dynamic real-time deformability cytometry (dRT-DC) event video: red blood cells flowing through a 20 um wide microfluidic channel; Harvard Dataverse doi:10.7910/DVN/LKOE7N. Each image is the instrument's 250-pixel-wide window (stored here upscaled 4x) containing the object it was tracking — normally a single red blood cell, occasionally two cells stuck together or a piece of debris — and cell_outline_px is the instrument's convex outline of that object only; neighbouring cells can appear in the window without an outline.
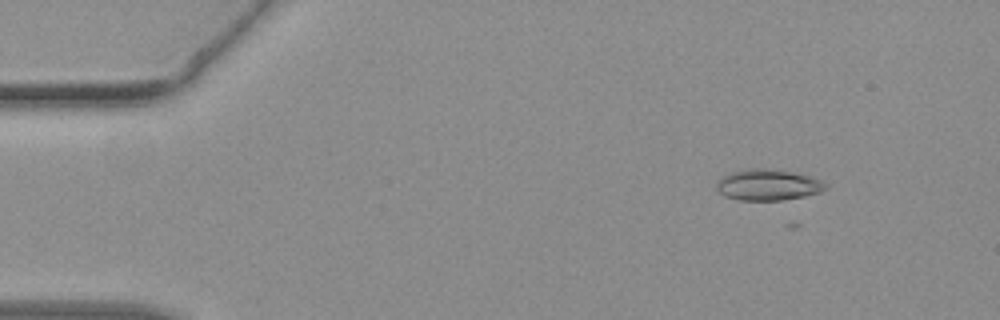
{"species": "common noctule bat (a hibernating species)", "species_latin": "Nyctalus noctula", "temperature_condition": "warm", "stored_images_in_passage": 6, "camera_frame_rate_fps": 3000, "um_per_image_px": 0.085, "animal": {"sex": "female", "body_mass_g": 19.3, "forearm_length_mm": 54.1}, "frame": {"image": 1, "passage_image": 2, "time_ms": 0.333, "image_size_px": [1000, 320], "cell_outline_px": [[828, 188], [820, 192], [804, 196], [780, 200], [740, 200], [724, 196], [716, 188], [716, 180], [732, 172], [744, 168], [764, 168], [792, 172], [808, 176], [820, 180], [828, 184]], "centroid_in_image_um": [65.26, 15.71], "position_along_channel_um": 19.7, "area_um2": 19.71}}